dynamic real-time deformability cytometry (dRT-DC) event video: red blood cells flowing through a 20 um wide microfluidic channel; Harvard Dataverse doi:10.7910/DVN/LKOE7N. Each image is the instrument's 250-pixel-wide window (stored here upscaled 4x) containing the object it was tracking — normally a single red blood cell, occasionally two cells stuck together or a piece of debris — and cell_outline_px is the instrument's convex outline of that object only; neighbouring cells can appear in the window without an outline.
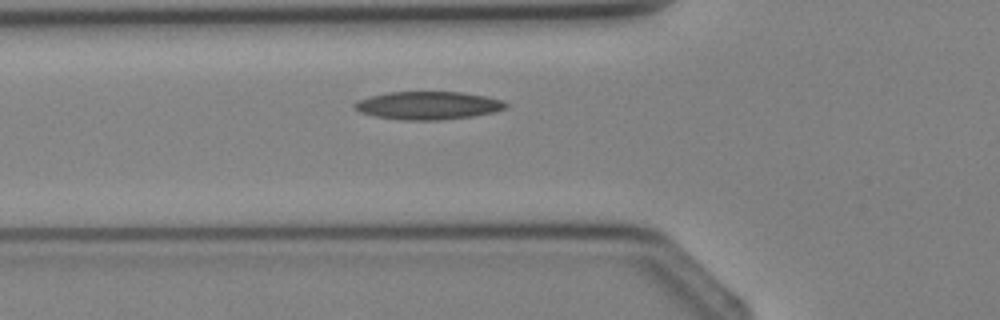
{"species": "Egyptian fruit bat (a non-hibernating species)", "species_latin": "Rousettus aegyptiacus", "temperature_condition": "cold", "stored_images_in_passage": 3, "camera_frame_rate_fps": 3000, "um_per_image_px": 0.085, "animal": {"sex": "female"}, "frame": {"image": 1, "passage_image": 3, "time_ms": 3.333, "image_size_px": [1000, 320], "cell_outline_px": [[508, 108], [492, 112], [472, 116], [440, 120], [404, 120], [372, 116], [360, 112], [352, 108], [352, 104], [360, 100], [372, 96], [388, 92], [464, 92], [504, 100], [508, 104]], "centroid_in_image_um": [36.39, 8.97], "position_along_channel_um": 89.4, "area_um2": 24.74}}